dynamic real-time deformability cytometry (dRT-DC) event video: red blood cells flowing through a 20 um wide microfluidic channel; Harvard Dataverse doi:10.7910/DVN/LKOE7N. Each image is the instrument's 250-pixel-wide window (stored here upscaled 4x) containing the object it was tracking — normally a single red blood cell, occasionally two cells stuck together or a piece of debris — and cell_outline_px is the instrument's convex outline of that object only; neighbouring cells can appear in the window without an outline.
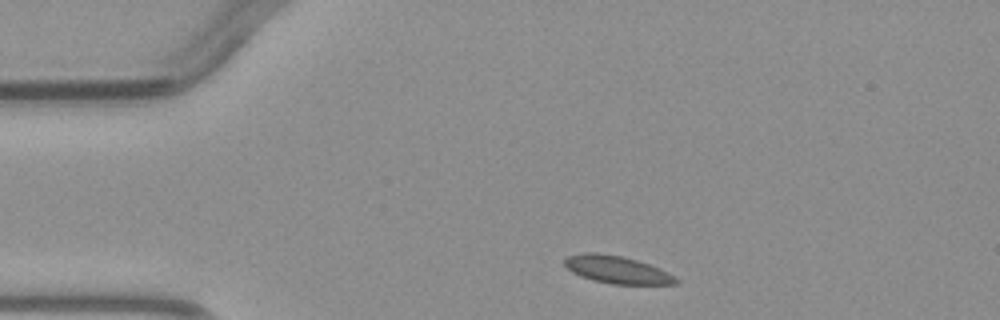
{"species": "common noctule bat (a hibernating species)", "species_latin": "Nyctalus noctula", "temperature_condition": "warm", "stored_images_in_passage": 2, "camera_frame_rate_fps": 3000, "um_per_image_px": 0.085, "animal": {"sex": "male", "body_mass_g": 23.1, "forearm_length_mm": 52.7}, "frame": {"image": 1, "passage_image": 1, "time_ms": 0.0, "image_size_px": [1000, 320], "cell_outline_px": [[680, 280], [676, 284], [612, 284], [592, 280], [580, 276], [572, 272], [564, 264], [564, 260], [568, 256], [580, 252], [596, 252], [624, 256], [660, 268], [676, 276]], "centroid_in_image_um": [52.44, 22.91], "position_along_channel_um": 32.6, "area_um2": 18.03}}